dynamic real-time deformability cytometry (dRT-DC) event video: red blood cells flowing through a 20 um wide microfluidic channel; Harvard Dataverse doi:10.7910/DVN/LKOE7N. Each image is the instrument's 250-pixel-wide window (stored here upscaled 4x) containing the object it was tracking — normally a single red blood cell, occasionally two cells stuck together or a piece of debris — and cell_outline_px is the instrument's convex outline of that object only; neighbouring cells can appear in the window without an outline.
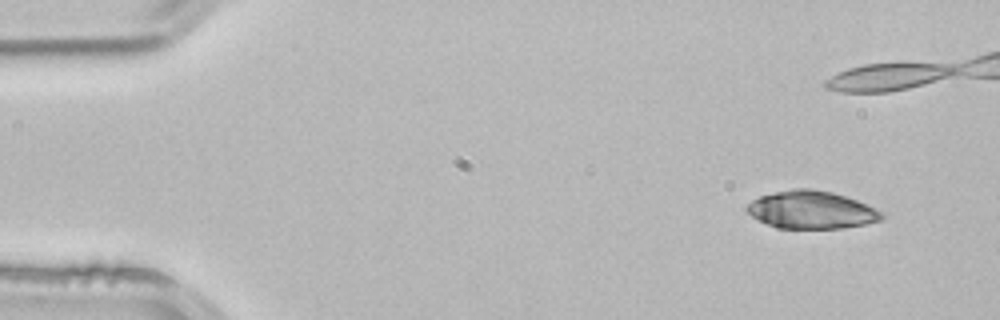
{"species": "common noctule bat (a hibernating species)", "species_latin": "Nyctalus noctula", "temperature_condition": "room temperature", "stored_images_in_passage": 4, "camera_frame_rate_fps": 3000, "um_per_image_px": 0.085, "animal": {"sex": "male", "body_mass_g": 21.5, "forearm_length_mm": 52.0}, "frame": {"image": 1, "passage_image": 1, "time_ms": 0.0, "image_size_px": [1000, 320], "cell_outline_px": [[884, 216], [880, 220], [864, 224], [840, 228], [776, 228], [752, 216], [744, 208], [752, 200], [760, 196], [792, 188], [812, 188], [832, 192], [856, 200], [880, 212]], "centroid_in_image_um": [68.92, 17.83], "position_along_channel_um": 16.1, "area_um2": 29.19}}